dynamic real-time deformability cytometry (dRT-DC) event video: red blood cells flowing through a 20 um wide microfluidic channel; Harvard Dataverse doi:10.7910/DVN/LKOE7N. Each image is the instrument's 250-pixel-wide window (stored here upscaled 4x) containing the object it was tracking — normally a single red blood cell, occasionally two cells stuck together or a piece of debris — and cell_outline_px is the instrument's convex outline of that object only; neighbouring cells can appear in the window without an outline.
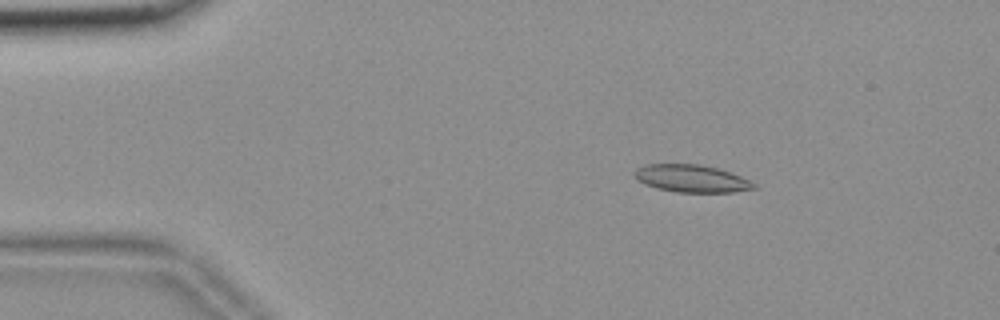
{"species": "common noctule bat (a hibernating species)", "species_latin": "Nyctalus noctula", "temperature_condition": "room temperature", "stored_images_in_passage": 55, "camera_frame_rate_fps": 3000, "um_per_image_px": 0.085, "animal": {"sex": "female", "body_mass_g": 18.4}, "frame": {"image": 1, "passage_image": 8, "time_ms": 2.333, "image_size_px": [1000, 320], "cell_outline_px": [[756, 188], [732, 192], [676, 192], [656, 188], [644, 184], [636, 180], [636, 168], [648, 164], [700, 164], [720, 168], [740, 176], [756, 184]], "centroid_in_image_um": [58.78, 15.17], "position_along_channel_um": 26.2, "area_um2": 19.07}}
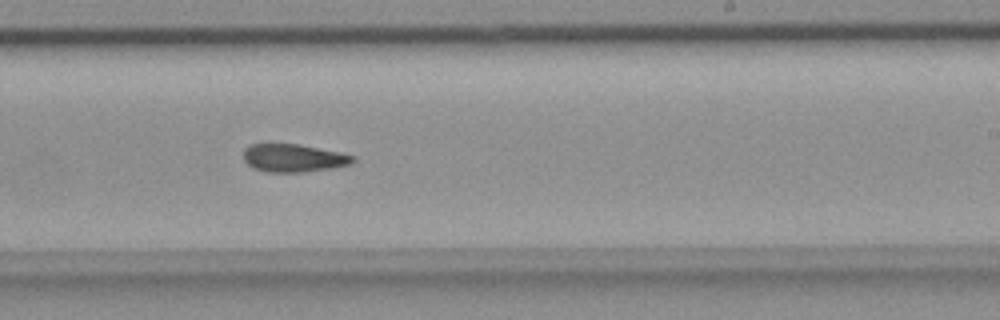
{"frame": {"image": 2, "passage_image": 33, "time_ms": 10.667, "image_size_px": [1000, 320], "cell_outline_px": [[356, 160], [352, 164], [332, 168], [304, 172], [264, 172], [252, 168], [244, 160], [244, 148], [248, 144], [296, 144], [340, 152], [356, 156]], "centroid_in_image_um": [24.95, 13.44], "position_along_channel_um": 264.0, "area_um2": 17.98}}
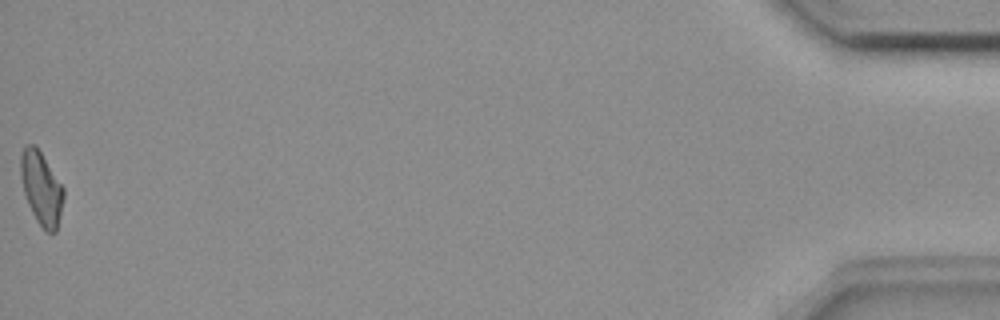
{"frame": {"image": 3, "passage_image": 55, "time_ms": 18.0, "image_size_px": [1000, 320], "cell_outline_px": [[64, 196], [56, 232], [44, 232], [36, 220], [28, 204], [24, 192], [20, 176], [20, 156], [24, 148], [28, 144], [36, 144], [64, 188]], "centroid_in_image_um": [3.51, 15.99], "position_along_channel_um": 431.7, "area_um2": 18.32}, "authors_computed_cell_mechanics": {"area_um2": 18.5538, "velocity_mm_per_s": 3.6446, "shape_relaxation_time_tau1_ms": null, "shape_relaxation_time_tau2_ms": 6.1756, "deformation_change_tau1": null, "deformation_change_tau2": 0.1389}}